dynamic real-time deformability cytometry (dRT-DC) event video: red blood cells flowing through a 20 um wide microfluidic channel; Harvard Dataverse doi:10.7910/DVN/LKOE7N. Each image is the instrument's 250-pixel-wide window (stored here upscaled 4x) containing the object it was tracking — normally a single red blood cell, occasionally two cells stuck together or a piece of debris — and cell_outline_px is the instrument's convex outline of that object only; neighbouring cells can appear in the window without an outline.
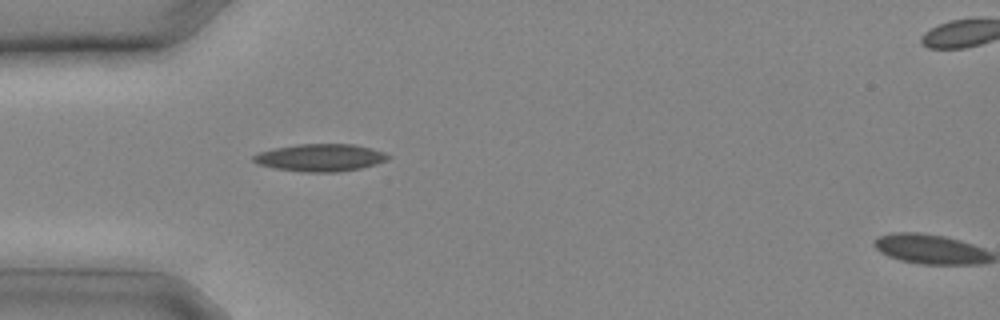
{"species": "common noctule bat (a hibernating species)", "species_latin": "Nyctalus noctula", "temperature_condition": "cold", "stored_images_in_passage": 2, "camera_frame_rate_fps": 3000, "um_per_image_px": 0.085, "animal": {"sex": "male", "body_mass_g": 20.4}, "frame": {"image": 1, "passage_image": 1, "time_ms": 0.0, "image_size_px": [1000, 320], "cell_outline_px": [[392, 156], [388, 160], [376, 164], [360, 168], [336, 172], [304, 172], [276, 168], [256, 164], [252, 160], [252, 156], [260, 152], [276, 148], [296, 144], [352, 144], [372, 148], [384, 152]], "centroid_in_image_um": [27.25, 13.4], "position_along_channel_um": 57.8, "area_um2": 21.5}}